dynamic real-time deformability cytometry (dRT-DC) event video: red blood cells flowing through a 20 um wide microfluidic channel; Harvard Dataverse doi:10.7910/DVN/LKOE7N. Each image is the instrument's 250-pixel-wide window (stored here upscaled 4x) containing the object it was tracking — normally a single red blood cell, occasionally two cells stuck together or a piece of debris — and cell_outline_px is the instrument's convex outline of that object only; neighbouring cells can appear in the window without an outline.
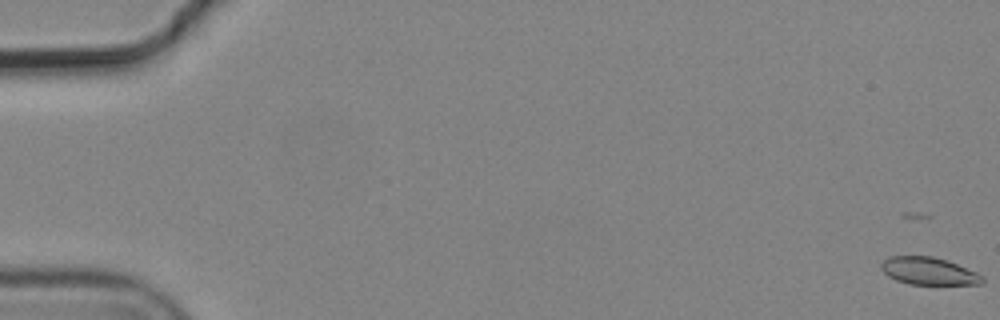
{"species": "common noctule bat (a hibernating species)", "species_latin": "Nyctalus noctula", "temperature_condition": "cold", "stored_images_in_passage": 6, "camera_frame_rate_fps": 3000, "um_per_image_px": 0.085, "animal": {"sex": "male", "body_mass_g": 19.2, "forearm_length_mm": 51.8}, "frame": {"image": 1, "passage_image": 1, "time_ms": 0.0, "image_size_px": [1000, 320], "cell_outline_px": [[984, 280], [980, 284], [908, 284], [896, 280], [888, 276], [880, 268], [880, 264], [884, 260], [892, 256], [932, 256], [956, 264], [976, 272], [984, 276]], "centroid_in_image_um": [78.91, 23.04], "position_along_channel_um": 6.1, "area_um2": 16.01}}